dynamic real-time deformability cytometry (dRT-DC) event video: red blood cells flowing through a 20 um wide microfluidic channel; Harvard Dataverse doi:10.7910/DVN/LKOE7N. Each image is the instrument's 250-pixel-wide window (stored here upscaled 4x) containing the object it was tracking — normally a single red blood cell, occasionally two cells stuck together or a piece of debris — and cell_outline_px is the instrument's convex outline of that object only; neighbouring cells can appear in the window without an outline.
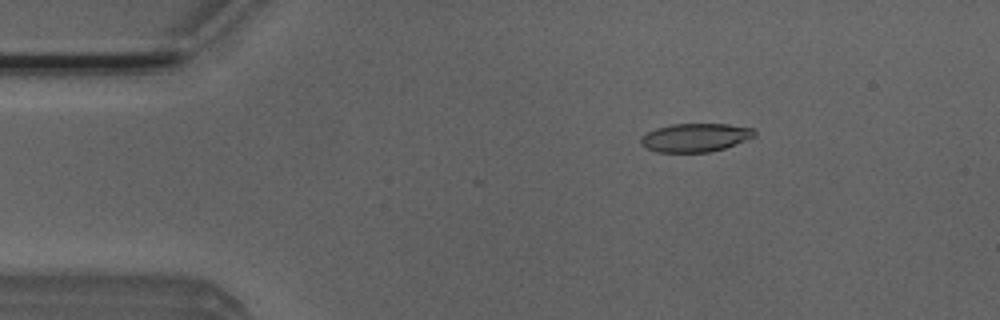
{"species": "Egyptian fruit bat (a non-hibernating species)", "species_latin": "Rousettus aegyptiacus", "temperature_condition": "room temperature", "stored_images_in_passage": 8, "camera_frame_rate_fps": 3000, "um_per_image_px": 0.085, "animal": {"sex": "male"}, "frame": {"image": 1, "passage_image": 8, "time_ms": 2.333, "image_size_px": [1000, 320], "cell_outline_px": [[756, 136], [724, 148], [708, 152], [656, 152], [644, 148], [640, 144], [640, 136], [656, 128], [668, 124], [728, 124], [752, 128], [756, 132]], "centroid_in_image_um": [59.05, 11.69], "position_along_channel_um": 26.0, "area_um2": 18.96}}